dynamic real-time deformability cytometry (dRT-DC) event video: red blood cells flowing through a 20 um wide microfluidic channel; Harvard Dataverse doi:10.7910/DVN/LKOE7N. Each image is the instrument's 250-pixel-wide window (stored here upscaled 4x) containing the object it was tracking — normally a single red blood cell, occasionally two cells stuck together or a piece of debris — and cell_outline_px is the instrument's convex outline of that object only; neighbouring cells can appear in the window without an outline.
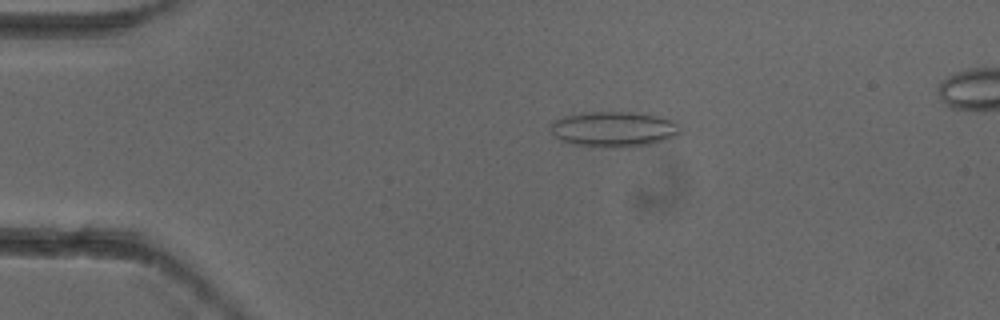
{"species": "common noctule bat (a hibernating species)", "species_latin": "Nyctalus noctula", "temperature_condition": "cold", "stored_images_in_passage": 6, "camera_frame_rate_fps": 3000, "um_per_image_px": 0.085, "animal": {"sex": "female"}, "frame": {"image": 1, "passage_image": 4, "time_ms": 1.0, "image_size_px": [1000, 320], "cell_outline_px": [[680, 132], [676, 136], [664, 140], [648, 144], [628, 148], [600, 148], [572, 144], [560, 140], [552, 132], [552, 124], [556, 120], [564, 116], [592, 112], [632, 112], [652, 116], [668, 120], [676, 124]], "centroid_in_image_um": [52.13, 11.02], "position_along_channel_um": 32.9, "area_um2": 26.36}}